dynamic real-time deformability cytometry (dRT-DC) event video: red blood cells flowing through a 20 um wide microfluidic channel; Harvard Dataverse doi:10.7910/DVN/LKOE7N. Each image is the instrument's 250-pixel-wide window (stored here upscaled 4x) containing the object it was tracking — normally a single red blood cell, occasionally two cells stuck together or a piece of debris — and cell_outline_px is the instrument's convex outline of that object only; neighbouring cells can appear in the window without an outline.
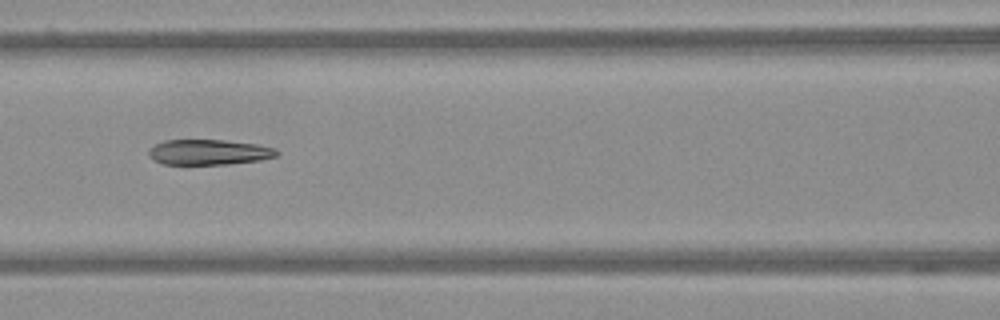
{"species": "Egyptian fruit bat (a non-hibernating species)", "species_latin": "Rousettus aegyptiacus", "temperature_condition": "warm", "stored_images_in_passage": 19, "camera_frame_rate_fps": 3000, "um_per_image_px": 0.085, "frame": {"image": 1, "passage_image": 9, "time_ms": 2.667, "image_size_px": [1000, 320], "cell_outline_px": [[280, 152], [276, 156], [260, 160], [228, 164], [164, 164], [156, 160], [148, 152], [148, 148], [164, 140], [224, 140], [256, 144], [272, 148]], "centroid_in_image_um": [17.76, 12.93], "position_along_channel_um": 148.8, "area_um2": 18.67}}